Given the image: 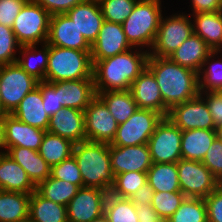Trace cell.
<instances>
[{"instance_id": "obj_55", "label": "cell", "mask_w": 222, "mask_h": 222, "mask_svg": "<svg viewBox=\"0 0 222 222\" xmlns=\"http://www.w3.org/2000/svg\"><path fill=\"white\" fill-rule=\"evenodd\" d=\"M215 130H216V137L222 142V125L217 127Z\"/></svg>"}, {"instance_id": "obj_15", "label": "cell", "mask_w": 222, "mask_h": 222, "mask_svg": "<svg viewBox=\"0 0 222 222\" xmlns=\"http://www.w3.org/2000/svg\"><path fill=\"white\" fill-rule=\"evenodd\" d=\"M113 175L126 172L147 173L153 162L147 144L136 146H115L109 144Z\"/></svg>"}, {"instance_id": "obj_23", "label": "cell", "mask_w": 222, "mask_h": 222, "mask_svg": "<svg viewBox=\"0 0 222 222\" xmlns=\"http://www.w3.org/2000/svg\"><path fill=\"white\" fill-rule=\"evenodd\" d=\"M12 115L21 122L41 130H48L50 116L44 110L41 81L21 100Z\"/></svg>"}, {"instance_id": "obj_50", "label": "cell", "mask_w": 222, "mask_h": 222, "mask_svg": "<svg viewBox=\"0 0 222 222\" xmlns=\"http://www.w3.org/2000/svg\"><path fill=\"white\" fill-rule=\"evenodd\" d=\"M191 14L218 12L222 10V0H190Z\"/></svg>"}, {"instance_id": "obj_13", "label": "cell", "mask_w": 222, "mask_h": 222, "mask_svg": "<svg viewBox=\"0 0 222 222\" xmlns=\"http://www.w3.org/2000/svg\"><path fill=\"white\" fill-rule=\"evenodd\" d=\"M168 118L182 131L192 129H216L207 104L200 93L193 99L175 105L169 110Z\"/></svg>"}, {"instance_id": "obj_25", "label": "cell", "mask_w": 222, "mask_h": 222, "mask_svg": "<svg viewBox=\"0 0 222 222\" xmlns=\"http://www.w3.org/2000/svg\"><path fill=\"white\" fill-rule=\"evenodd\" d=\"M0 190L32 194L36 186L6 152L0 153Z\"/></svg>"}, {"instance_id": "obj_37", "label": "cell", "mask_w": 222, "mask_h": 222, "mask_svg": "<svg viewBox=\"0 0 222 222\" xmlns=\"http://www.w3.org/2000/svg\"><path fill=\"white\" fill-rule=\"evenodd\" d=\"M104 214L109 222H139L136 213V206L128 198H119L108 193Z\"/></svg>"}, {"instance_id": "obj_30", "label": "cell", "mask_w": 222, "mask_h": 222, "mask_svg": "<svg viewBox=\"0 0 222 222\" xmlns=\"http://www.w3.org/2000/svg\"><path fill=\"white\" fill-rule=\"evenodd\" d=\"M30 195L0 190V222H21L29 218Z\"/></svg>"}, {"instance_id": "obj_29", "label": "cell", "mask_w": 222, "mask_h": 222, "mask_svg": "<svg viewBox=\"0 0 222 222\" xmlns=\"http://www.w3.org/2000/svg\"><path fill=\"white\" fill-rule=\"evenodd\" d=\"M36 46L39 47L36 44L20 46L18 54L21 56L18 55L17 63L38 81H45L49 60V45L43 43L40 45V49Z\"/></svg>"}, {"instance_id": "obj_42", "label": "cell", "mask_w": 222, "mask_h": 222, "mask_svg": "<svg viewBox=\"0 0 222 222\" xmlns=\"http://www.w3.org/2000/svg\"><path fill=\"white\" fill-rule=\"evenodd\" d=\"M20 46L12 28L0 24V65L16 63Z\"/></svg>"}, {"instance_id": "obj_47", "label": "cell", "mask_w": 222, "mask_h": 222, "mask_svg": "<svg viewBox=\"0 0 222 222\" xmlns=\"http://www.w3.org/2000/svg\"><path fill=\"white\" fill-rule=\"evenodd\" d=\"M204 200L207 206V222H222V185Z\"/></svg>"}, {"instance_id": "obj_26", "label": "cell", "mask_w": 222, "mask_h": 222, "mask_svg": "<svg viewBox=\"0 0 222 222\" xmlns=\"http://www.w3.org/2000/svg\"><path fill=\"white\" fill-rule=\"evenodd\" d=\"M6 153L26 171L35 186L51 176V167L38 151L26 147H11Z\"/></svg>"}, {"instance_id": "obj_24", "label": "cell", "mask_w": 222, "mask_h": 222, "mask_svg": "<svg viewBox=\"0 0 222 222\" xmlns=\"http://www.w3.org/2000/svg\"><path fill=\"white\" fill-rule=\"evenodd\" d=\"M212 52L205 41L195 33H192L168 58L180 66L192 69L199 73L204 60Z\"/></svg>"}, {"instance_id": "obj_44", "label": "cell", "mask_w": 222, "mask_h": 222, "mask_svg": "<svg viewBox=\"0 0 222 222\" xmlns=\"http://www.w3.org/2000/svg\"><path fill=\"white\" fill-rule=\"evenodd\" d=\"M212 172L213 176L222 183V142L216 137L201 161Z\"/></svg>"}, {"instance_id": "obj_5", "label": "cell", "mask_w": 222, "mask_h": 222, "mask_svg": "<svg viewBox=\"0 0 222 222\" xmlns=\"http://www.w3.org/2000/svg\"><path fill=\"white\" fill-rule=\"evenodd\" d=\"M162 4L137 1L132 13L122 23L123 31L133 48L150 51L163 15Z\"/></svg>"}, {"instance_id": "obj_58", "label": "cell", "mask_w": 222, "mask_h": 222, "mask_svg": "<svg viewBox=\"0 0 222 222\" xmlns=\"http://www.w3.org/2000/svg\"><path fill=\"white\" fill-rule=\"evenodd\" d=\"M21 222H33V221L28 218L27 220H24V221H21Z\"/></svg>"}, {"instance_id": "obj_45", "label": "cell", "mask_w": 222, "mask_h": 222, "mask_svg": "<svg viewBox=\"0 0 222 222\" xmlns=\"http://www.w3.org/2000/svg\"><path fill=\"white\" fill-rule=\"evenodd\" d=\"M41 93L44 110L50 117L63 109L59 98V85L56 82L41 81Z\"/></svg>"}, {"instance_id": "obj_8", "label": "cell", "mask_w": 222, "mask_h": 222, "mask_svg": "<svg viewBox=\"0 0 222 222\" xmlns=\"http://www.w3.org/2000/svg\"><path fill=\"white\" fill-rule=\"evenodd\" d=\"M38 80L16 62L0 65V99L4 114H12L21 100L38 85Z\"/></svg>"}, {"instance_id": "obj_32", "label": "cell", "mask_w": 222, "mask_h": 222, "mask_svg": "<svg viewBox=\"0 0 222 222\" xmlns=\"http://www.w3.org/2000/svg\"><path fill=\"white\" fill-rule=\"evenodd\" d=\"M118 124L125 122L137 109L130 90L96 92Z\"/></svg>"}, {"instance_id": "obj_4", "label": "cell", "mask_w": 222, "mask_h": 222, "mask_svg": "<svg viewBox=\"0 0 222 222\" xmlns=\"http://www.w3.org/2000/svg\"><path fill=\"white\" fill-rule=\"evenodd\" d=\"M93 78L91 51L61 48L49 45V60L45 81H59Z\"/></svg>"}, {"instance_id": "obj_6", "label": "cell", "mask_w": 222, "mask_h": 222, "mask_svg": "<svg viewBox=\"0 0 222 222\" xmlns=\"http://www.w3.org/2000/svg\"><path fill=\"white\" fill-rule=\"evenodd\" d=\"M50 18L51 15L41 5L28 0L11 27L17 42L21 46L47 43Z\"/></svg>"}, {"instance_id": "obj_3", "label": "cell", "mask_w": 222, "mask_h": 222, "mask_svg": "<svg viewBox=\"0 0 222 222\" xmlns=\"http://www.w3.org/2000/svg\"><path fill=\"white\" fill-rule=\"evenodd\" d=\"M76 159L83 179V187L99 188L108 193L114 185L108 143L85 140L74 145Z\"/></svg>"}, {"instance_id": "obj_16", "label": "cell", "mask_w": 222, "mask_h": 222, "mask_svg": "<svg viewBox=\"0 0 222 222\" xmlns=\"http://www.w3.org/2000/svg\"><path fill=\"white\" fill-rule=\"evenodd\" d=\"M47 44L61 48L91 51V45L79 32L75 22L66 14L51 15Z\"/></svg>"}, {"instance_id": "obj_56", "label": "cell", "mask_w": 222, "mask_h": 222, "mask_svg": "<svg viewBox=\"0 0 222 222\" xmlns=\"http://www.w3.org/2000/svg\"><path fill=\"white\" fill-rule=\"evenodd\" d=\"M138 1L156 2V3L162 4L161 0H138Z\"/></svg>"}, {"instance_id": "obj_38", "label": "cell", "mask_w": 222, "mask_h": 222, "mask_svg": "<svg viewBox=\"0 0 222 222\" xmlns=\"http://www.w3.org/2000/svg\"><path fill=\"white\" fill-rule=\"evenodd\" d=\"M166 222H207V206L204 198L186 197Z\"/></svg>"}, {"instance_id": "obj_36", "label": "cell", "mask_w": 222, "mask_h": 222, "mask_svg": "<svg viewBox=\"0 0 222 222\" xmlns=\"http://www.w3.org/2000/svg\"><path fill=\"white\" fill-rule=\"evenodd\" d=\"M79 187L67 181L48 177L36 186V191L46 199L67 206L77 194Z\"/></svg>"}, {"instance_id": "obj_10", "label": "cell", "mask_w": 222, "mask_h": 222, "mask_svg": "<svg viewBox=\"0 0 222 222\" xmlns=\"http://www.w3.org/2000/svg\"><path fill=\"white\" fill-rule=\"evenodd\" d=\"M182 130L163 117L147 143L153 163H177L181 159Z\"/></svg>"}, {"instance_id": "obj_27", "label": "cell", "mask_w": 222, "mask_h": 222, "mask_svg": "<svg viewBox=\"0 0 222 222\" xmlns=\"http://www.w3.org/2000/svg\"><path fill=\"white\" fill-rule=\"evenodd\" d=\"M194 33L200 36L212 51H222V10L192 14Z\"/></svg>"}, {"instance_id": "obj_12", "label": "cell", "mask_w": 222, "mask_h": 222, "mask_svg": "<svg viewBox=\"0 0 222 222\" xmlns=\"http://www.w3.org/2000/svg\"><path fill=\"white\" fill-rule=\"evenodd\" d=\"M87 140L110 144L118 129V123L105 103L96 96L84 111Z\"/></svg>"}, {"instance_id": "obj_1", "label": "cell", "mask_w": 222, "mask_h": 222, "mask_svg": "<svg viewBox=\"0 0 222 222\" xmlns=\"http://www.w3.org/2000/svg\"><path fill=\"white\" fill-rule=\"evenodd\" d=\"M147 68L153 73L165 104V117L175 105L199 94L198 73L172 62L168 57L149 56Z\"/></svg>"}, {"instance_id": "obj_35", "label": "cell", "mask_w": 222, "mask_h": 222, "mask_svg": "<svg viewBox=\"0 0 222 222\" xmlns=\"http://www.w3.org/2000/svg\"><path fill=\"white\" fill-rule=\"evenodd\" d=\"M74 145L68 139L46 131L38 153L52 167L70 158L73 155Z\"/></svg>"}, {"instance_id": "obj_19", "label": "cell", "mask_w": 222, "mask_h": 222, "mask_svg": "<svg viewBox=\"0 0 222 222\" xmlns=\"http://www.w3.org/2000/svg\"><path fill=\"white\" fill-rule=\"evenodd\" d=\"M4 132L7 152L11 147L38 151L46 131L21 122L12 114H4Z\"/></svg>"}, {"instance_id": "obj_41", "label": "cell", "mask_w": 222, "mask_h": 222, "mask_svg": "<svg viewBox=\"0 0 222 222\" xmlns=\"http://www.w3.org/2000/svg\"><path fill=\"white\" fill-rule=\"evenodd\" d=\"M185 198L182 192H154L151 206L162 220L167 221Z\"/></svg>"}, {"instance_id": "obj_46", "label": "cell", "mask_w": 222, "mask_h": 222, "mask_svg": "<svg viewBox=\"0 0 222 222\" xmlns=\"http://www.w3.org/2000/svg\"><path fill=\"white\" fill-rule=\"evenodd\" d=\"M28 0H0V24L12 27L14 20Z\"/></svg>"}, {"instance_id": "obj_11", "label": "cell", "mask_w": 222, "mask_h": 222, "mask_svg": "<svg viewBox=\"0 0 222 222\" xmlns=\"http://www.w3.org/2000/svg\"><path fill=\"white\" fill-rule=\"evenodd\" d=\"M176 165L180 189L186 197L205 198L220 185L201 161L181 158Z\"/></svg>"}, {"instance_id": "obj_51", "label": "cell", "mask_w": 222, "mask_h": 222, "mask_svg": "<svg viewBox=\"0 0 222 222\" xmlns=\"http://www.w3.org/2000/svg\"><path fill=\"white\" fill-rule=\"evenodd\" d=\"M154 196V190L147 183L143 185L137 192L129 198L136 205H151Z\"/></svg>"}, {"instance_id": "obj_9", "label": "cell", "mask_w": 222, "mask_h": 222, "mask_svg": "<svg viewBox=\"0 0 222 222\" xmlns=\"http://www.w3.org/2000/svg\"><path fill=\"white\" fill-rule=\"evenodd\" d=\"M164 116L150 109H137L118 129L110 143L115 146L147 144Z\"/></svg>"}, {"instance_id": "obj_43", "label": "cell", "mask_w": 222, "mask_h": 222, "mask_svg": "<svg viewBox=\"0 0 222 222\" xmlns=\"http://www.w3.org/2000/svg\"><path fill=\"white\" fill-rule=\"evenodd\" d=\"M51 177L83 187V179L74 156L51 167Z\"/></svg>"}, {"instance_id": "obj_31", "label": "cell", "mask_w": 222, "mask_h": 222, "mask_svg": "<svg viewBox=\"0 0 222 222\" xmlns=\"http://www.w3.org/2000/svg\"><path fill=\"white\" fill-rule=\"evenodd\" d=\"M29 219L33 222H68L67 206L52 202L35 190L30 195Z\"/></svg>"}, {"instance_id": "obj_33", "label": "cell", "mask_w": 222, "mask_h": 222, "mask_svg": "<svg viewBox=\"0 0 222 222\" xmlns=\"http://www.w3.org/2000/svg\"><path fill=\"white\" fill-rule=\"evenodd\" d=\"M147 180L154 192H181L176 163H153Z\"/></svg>"}, {"instance_id": "obj_14", "label": "cell", "mask_w": 222, "mask_h": 222, "mask_svg": "<svg viewBox=\"0 0 222 222\" xmlns=\"http://www.w3.org/2000/svg\"><path fill=\"white\" fill-rule=\"evenodd\" d=\"M107 191L94 187H80L67 205L68 222H91L104 214Z\"/></svg>"}, {"instance_id": "obj_17", "label": "cell", "mask_w": 222, "mask_h": 222, "mask_svg": "<svg viewBox=\"0 0 222 222\" xmlns=\"http://www.w3.org/2000/svg\"><path fill=\"white\" fill-rule=\"evenodd\" d=\"M132 48L123 31L122 24L104 20L97 40L91 45V58L92 60H103Z\"/></svg>"}, {"instance_id": "obj_7", "label": "cell", "mask_w": 222, "mask_h": 222, "mask_svg": "<svg viewBox=\"0 0 222 222\" xmlns=\"http://www.w3.org/2000/svg\"><path fill=\"white\" fill-rule=\"evenodd\" d=\"M194 33L191 14L182 12L160 19L159 28L149 56L168 57Z\"/></svg>"}, {"instance_id": "obj_49", "label": "cell", "mask_w": 222, "mask_h": 222, "mask_svg": "<svg viewBox=\"0 0 222 222\" xmlns=\"http://www.w3.org/2000/svg\"><path fill=\"white\" fill-rule=\"evenodd\" d=\"M41 5L50 15L65 14L85 0H33Z\"/></svg>"}, {"instance_id": "obj_28", "label": "cell", "mask_w": 222, "mask_h": 222, "mask_svg": "<svg viewBox=\"0 0 222 222\" xmlns=\"http://www.w3.org/2000/svg\"><path fill=\"white\" fill-rule=\"evenodd\" d=\"M215 138L216 130L192 129L182 131L181 158L202 161Z\"/></svg>"}, {"instance_id": "obj_34", "label": "cell", "mask_w": 222, "mask_h": 222, "mask_svg": "<svg viewBox=\"0 0 222 222\" xmlns=\"http://www.w3.org/2000/svg\"><path fill=\"white\" fill-rule=\"evenodd\" d=\"M221 53V50L212 51L209 56L204 60L201 70L198 73L199 93L222 92Z\"/></svg>"}, {"instance_id": "obj_53", "label": "cell", "mask_w": 222, "mask_h": 222, "mask_svg": "<svg viewBox=\"0 0 222 222\" xmlns=\"http://www.w3.org/2000/svg\"><path fill=\"white\" fill-rule=\"evenodd\" d=\"M6 152L4 115H0V153Z\"/></svg>"}, {"instance_id": "obj_39", "label": "cell", "mask_w": 222, "mask_h": 222, "mask_svg": "<svg viewBox=\"0 0 222 222\" xmlns=\"http://www.w3.org/2000/svg\"><path fill=\"white\" fill-rule=\"evenodd\" d=\"M147 173L126 172L115 175L114 185L111 187L110 194L119 198H131L138 189L147 184Z\"/></svg>"}, {"instance_id": "obj_21", "label": "cell", "mask_w": 222, "mask_h": 222, "mask_svg": "<svg viewBox=\"0 0 222 222\" xmlns=\"http://www.w3.org/2000/svg\"><path fill=\"white\" fill-rule=\"evenodd\" d=\"M75 22L79 32L92 45L98 38L104 17L98 1L85 0L65 13Z\"/></svg>"}, {"instance_id": "obj_2", "label": "cell", "mask_w": 222, "mask_h": 222, "mask_svg": "<svg viewBox=\"0 0 222 222\" xmlns=\"http://www.w3.org/2000/svg\"><path fill=\"white\" fill-rule=\"evenodd\" d=\"M149 52L132 48L124 53L92 60L96 92L130 90L131 84L147 67Z\"/></svg>"}, {"instance_id": "obj_20", "label": "cell", "mask_w": 222, "mask_h": 222, "mask_svg": "<svg viewBox=\"0 0 222 222\" xmlns=\"http://www.w3.org/2000/svg\"><path fill=\"white\" fill-rule=\"evenodd\" d=\"M130 92L138 109L157 111L165 117V104L153 73L146 67L131 84Z\"/></svg>"}, {"instance_id": "obj_48", "label": "cell", "mask_w": 222, "mask_h": 222, "mask_svg": "<svg viewBox=\"0 0 222 222\" xmlns=\"http://www.w3.org/2000/svg\"><path fill=\"white\" fill-rule=\"evenodd\" d=\"M204 101L207 104V107L210 111V114L213 118L215 128L222 125V92H201L200 93Z\"/></svg>"}, {"instance_id": "obj_52", "label": "cell", "mask_w": 222, "mask_h": 222, "mask_svg": "<svg viewBox=\"0 0 222 222\" xmlns=\"http://www.w3.org/2000/svg\"><path fill=\"white\" fill-rule=\"evenodd\" d=\"M139 222H160L162 219L151 205H136Z\"/></svg>"}, {"instance_id": "obj_22", "label": "cell", "mask_w": 222, "mask_h": 222, "mask_svg": "<svg viewBox=\"0 0 222 222\" xmlns=\"http://www.w3.org/2000/svg\"><path fill=\"white\" fill-rule=\"evenodd\" d=\"M59 98L63 108H75L85 111L97 96L93 78L59 81Z\"/></svg>"}, {"instance_id": "obj_54", "label": "cell", "mask_w": 222, "mask_h": 222, "mask_svg": "<svg viewBox=\"0 0 222 222\" xmlns=\"http://www.w3.org/2000/svg\"><path fill=\"white\" fill-rule=\"evenodd\" d=\"M91 222H109V220L105 214H102L100 217L93 219Z\"/></svg>"}, {"instance_id": "obj_18", "label": "cell", "mask_w": 222, "mask_h": 222, "mask_svg": "<svg viewBox=\"0 0 222 222\" xmlns=\"http://www.w3.org/2000/svg\"><path fill=\"white\" fill-rule=\"evenodd\" d=\"M48 132L68 139L74 144L87 140L84 125V111L63 108L49 119Z\"/></svg>"}, {"instance_id": "obj_57", "label": "cell", "mask_w": 222, "mask_h": 222, "mask_svg": "<svg viewBox=\"0 0 222 222\" xmlns=\"http://www.w3.org/2000/svg\"><path fill=\"white\" fill-rule=\"evenodd\" d=\"M0 115H3V107H2L1 99H0Z\"/></svg>"}, {"instance_id": "obj_40", "label": "cell", "mask_w": 222, "mask_h": 222, "mask_svg": "<svg viewBox=\"0 0 222 222\" xmlns=\"http://www.w3.org/2000/svg\"><path fill=\"white\" fill-rule=\"evenodd\" d=\"M138 0H98L104 20L122 24Z\"/></svg>"}]
</instances>
